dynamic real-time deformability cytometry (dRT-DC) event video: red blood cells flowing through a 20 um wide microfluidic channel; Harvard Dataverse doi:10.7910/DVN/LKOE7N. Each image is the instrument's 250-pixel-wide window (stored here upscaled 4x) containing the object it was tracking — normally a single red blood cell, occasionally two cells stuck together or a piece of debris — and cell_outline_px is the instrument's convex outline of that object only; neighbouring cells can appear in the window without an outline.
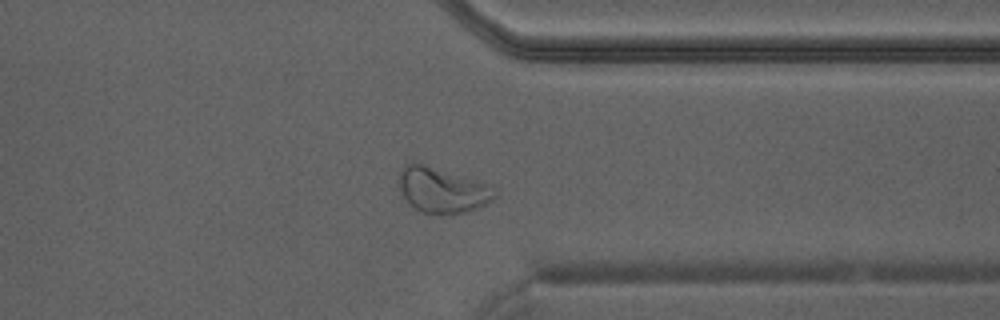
{"species": "Egyptian fruit bat (a non-hibernating species)", "species_latin": "Rousettus aegyptiacus", "temperature_condition": "warm", "stored_images_in_passage": 37, "camera_frame_rate_fps": 3000, "um_per_image_px": 0.085, "animal": {"sex": "male"}, "frame": {"image": 1, "passage_image": 27, "time_ms": 8.667, "image_size_px": [1000, 320], "cell_outline_px": [[496, 196], [492, 200], [468, 212], [444, 216], [440, 216], [424, 212], [408, 204], [396, 188], [396, 180], [404, 164], [424, 164], [492, 184], [496, 192]], "centroid_in_image_um": [37.56, 16.18], "position_along_channel_um": 373.8, "area_um2": 26.01}}